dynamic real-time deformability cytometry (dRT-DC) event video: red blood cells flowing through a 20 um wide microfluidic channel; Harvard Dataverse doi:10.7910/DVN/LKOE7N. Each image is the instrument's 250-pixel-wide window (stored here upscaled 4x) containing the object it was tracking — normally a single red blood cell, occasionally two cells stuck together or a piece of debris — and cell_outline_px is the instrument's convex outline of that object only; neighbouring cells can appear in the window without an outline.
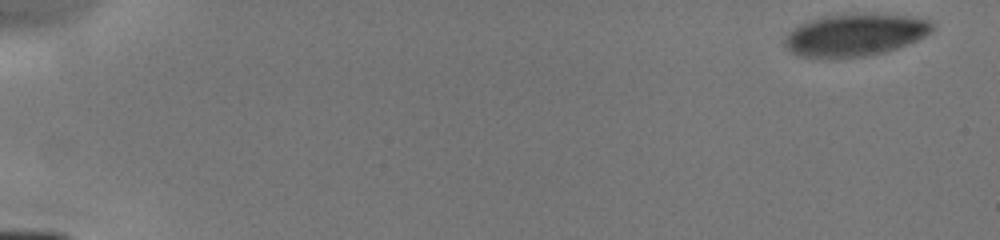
{"species": "human", "species_latin": "Homo sapiens", "temperature_condition": "cold", "stored_images_in_passage": 6, "camera_frame_rate_fps": 3000, "um_per_image_px": 0.085, "donor": {"sex": "male"}, "frame": {"image": 1, "passage_image": 1, "time_ms": 0.0, "image_size_px": [1000, 240], "cell_outline_px": [[936, 24], [932, 32], [908, 44], [884, 52], [864, 56], [820, 60], [796, 56], [788, 52], [784, 44], [784, 40], [788, 32], [800, 24], [824, 16], [856, 12], [864, 12], [908, 16], [928, 20]], "centroid_in_image_um": [72.63, 2.98], "position_along_channel_um": 12.4, "area_um2": 37.34}}
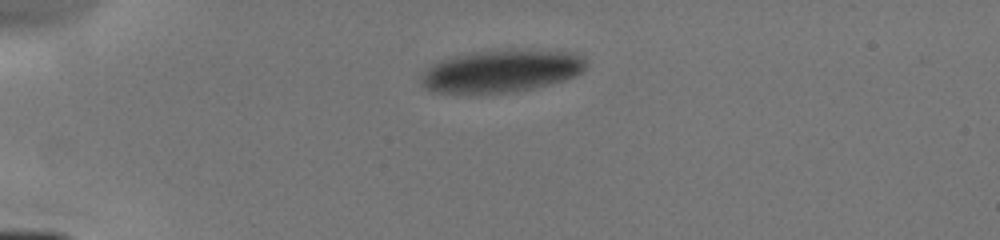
{"frame": {"image": 2, "passage_image": 5, "time_ms": 3.667, "image_size_px": [1000, 240], "cell_outline_px": [[588, 64], [576, 76], [564, 80], [516, 92], [476, 96], [432, 92], [424, 88], [420, 84], [420, 80], [424, 72], [432, 64], [440, 60], [452, 56], [472, 52], [508, 48], [572, 52], [580, 56]], "centroid_in_image_um": [42.54, 6.07], "position_along_channel_um": 42.5, "area_um2": 42.14}}